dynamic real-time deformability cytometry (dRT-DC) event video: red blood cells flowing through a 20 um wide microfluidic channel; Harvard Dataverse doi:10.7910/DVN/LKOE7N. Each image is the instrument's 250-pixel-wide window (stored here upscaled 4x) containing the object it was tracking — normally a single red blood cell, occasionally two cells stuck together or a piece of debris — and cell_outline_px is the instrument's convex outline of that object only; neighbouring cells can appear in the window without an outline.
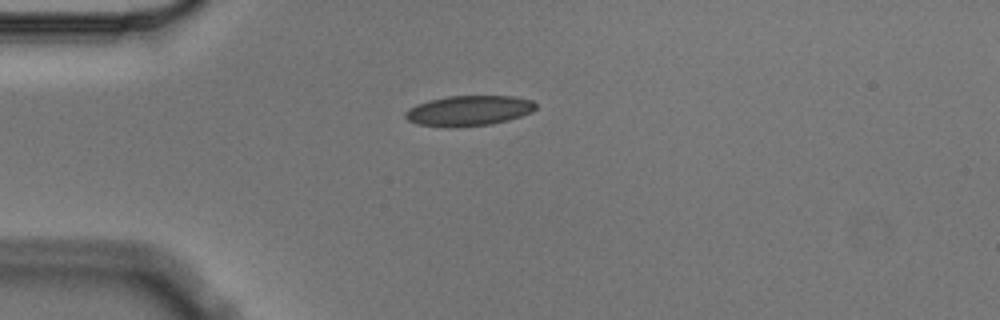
{"species": "Egyptian fruit bat (a non-hibernating species)", "species_latin": "Rousettus aegyptiacus", "temperature_condition": "cold", "stored_images_in_passage": 3, "camera_frame_rate_fps": 3000, "um_per_image_px": 0.085, "animal": {"sex": "male"}, "frame": {"image": 1, "passage_image": 1, "time_ms": 0.0, "image_size_px": [1000, 320], "cell_outline_px": [[536, 108], [532, 112], [508, 120], [492, 124], [452, 128], [448, 128], [416, 124], [408, 120], [404, 116], [404, 112], [408, 108], [416, 104], [428, 100], [448, 96], [512, 96], [532, 100], [536, 104]], "centroid_in_image_um": [39.81, 9.42], "position_along_channel_um": 45.2, "area_um2": 23.29}}
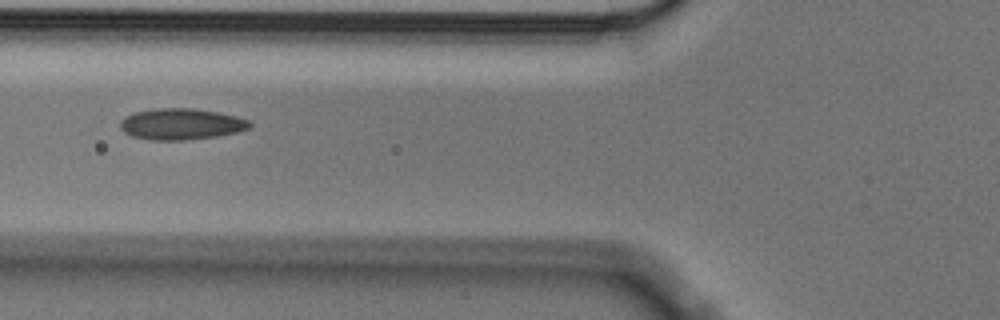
{"frame": {"image": 2, "passage_image": 3, "time_ms": 0.667, "image_size_px": [1000, 320], "cell_outline_px": [[252, 128], [236, 132], [216, 136], [184, 140], [148, 140], [132, 136], [124, 132], [120, 128], [120, 120], [124, 116], [136, 112], [156, 108], [192, 108], [216, 112], [236, 116], [248, 120], [252, 124]], "centroid_in_image_um": [15.38, 10.55], "position_along_channel_um": 110.4, "area_um2": 23.58}}